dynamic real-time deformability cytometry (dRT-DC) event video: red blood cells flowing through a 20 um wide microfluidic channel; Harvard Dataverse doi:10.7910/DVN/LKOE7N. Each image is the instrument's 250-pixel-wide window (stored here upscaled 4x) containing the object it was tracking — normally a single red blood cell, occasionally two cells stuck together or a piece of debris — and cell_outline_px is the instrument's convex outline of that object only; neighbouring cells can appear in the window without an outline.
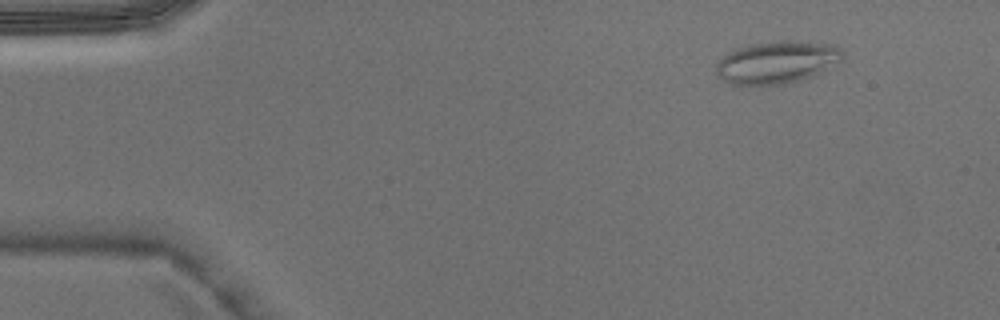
{"species": "Egyptian fruit bat (a non-hibernating species)", "species_latin": "Rousettus aegyptiacus", "temperature_condition": "warm", "stored_images_in_passage": 3, "camera_frame_rate_fps": 3000, "um_per_image_px": 0.085, "animal": {"sex": "male"}, "frame": {"image": 1, "passage_image": 1, "time_ms": 0.0, "image_size_px": [1000, 320], "cell_outline_px": [[844, 56], [840, 60], [820, 72], [812, 76], [784, 84], [732, 84], [724, 80], [716, 72], [716, 60], [720, 56], [732, 48], [752, 44], [780, 40], [788, 40], [836, 44], [844, 52]], "centroid_in_image_um": [66.0, 5.26], "position_along_channel_um": 19.0, "area_um2": 31.39}}
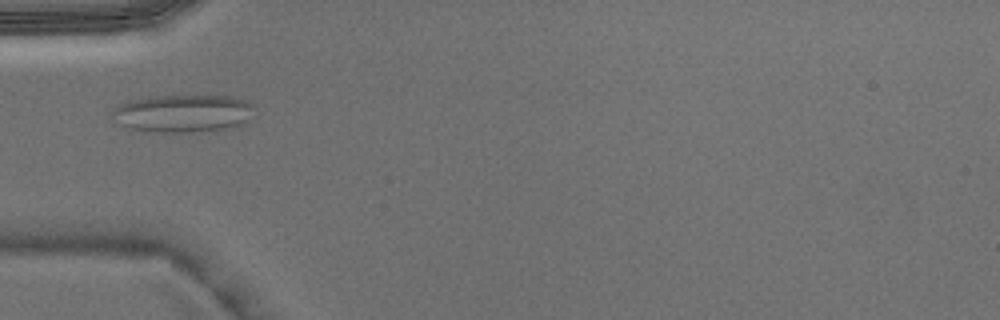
{"frame": {"image": 2, "passage_image": 3, "time_ms": 0.667, "image_size_px": [1000, 320], "cell_outline_px": [[252, 108], [244, 120], [240, 124], [228, 128], [192, 132], [164, 132], [128, 128], [112, 112], [120, 104], [132, 100], [156, 96], [228, 96], [248, 100], [252, 104]], "centroid_in_image_um": [15.58, 9.62], "position_along_channel_um": 69.4, "area_um2": 30.11}}